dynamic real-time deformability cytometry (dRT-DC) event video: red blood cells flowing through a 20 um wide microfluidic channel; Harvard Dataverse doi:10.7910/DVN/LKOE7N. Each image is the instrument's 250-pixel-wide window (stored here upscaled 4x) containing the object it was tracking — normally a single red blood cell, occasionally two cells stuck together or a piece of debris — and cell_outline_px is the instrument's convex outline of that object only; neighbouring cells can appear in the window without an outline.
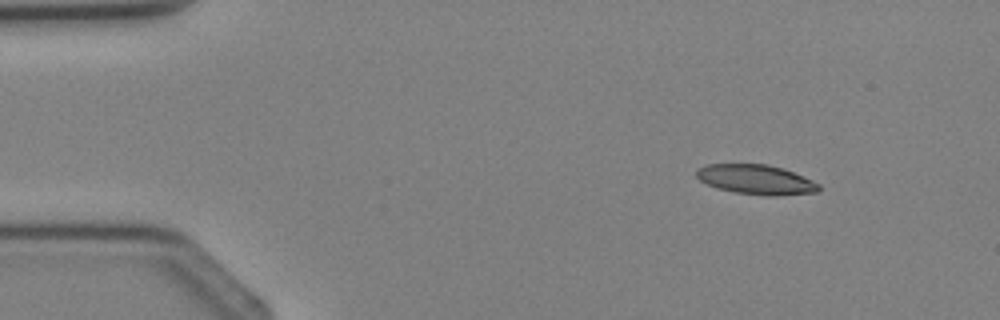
{"species": "Egyptian fruit bat (a non-hibernating species)", "species_latin": "Rousettus aegyptiacus", "temperature_condition": "cold", "stored_images_in_passage": 3, "camera_frame_rate_fps": 3000, "um_per_image_px": 0.085, "animal": {"sex": "female"}, "frame": {"image": 1, "passage_image": 1, "time_ms": 0.0, "image_size_px": [1000, 320], "cell_outline_px": [[820, 188], [816, 192], [776, 196], [764, 196], [736, 192], [716, 188], [700, 180], [696, 176], [696, 168], [708, 164], [768, 164], [784, 168], [804, 176], [820, 184]], "centroid_in_image_um": [64.27, 15.26], "position_along_channel_um": 20.7, "area_um2": 21.33}}
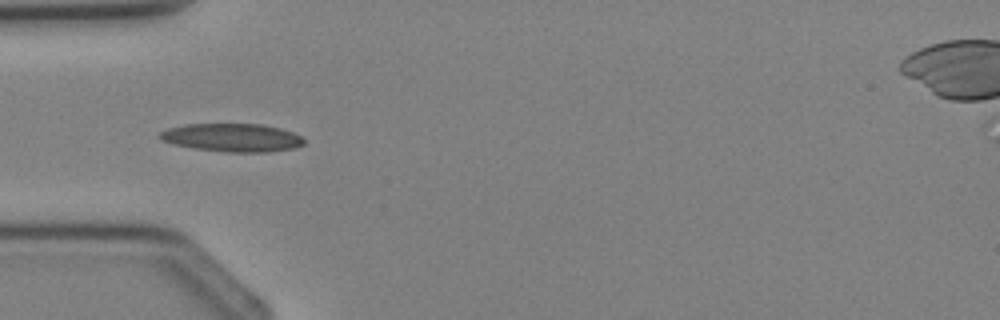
{"frame": {"image": 2, "passage_image": 3, "time_ms": 2.333, "image_size_px": [1000, 320], "cell_outline_px": [[304, 144], [292, 148], [268, 152], [224, 152], [196, 148], [172, 144], [160, 140], [156, 136], [160, 132], [168, 128], [184, 124], [264, 124], [280, 128], [292, 132], [300, 136], [304, 140]], "centroid_in_image_um": [19.69, 11.69], "position_along_channel_um": 65.3, "area_um2": 23.76}}